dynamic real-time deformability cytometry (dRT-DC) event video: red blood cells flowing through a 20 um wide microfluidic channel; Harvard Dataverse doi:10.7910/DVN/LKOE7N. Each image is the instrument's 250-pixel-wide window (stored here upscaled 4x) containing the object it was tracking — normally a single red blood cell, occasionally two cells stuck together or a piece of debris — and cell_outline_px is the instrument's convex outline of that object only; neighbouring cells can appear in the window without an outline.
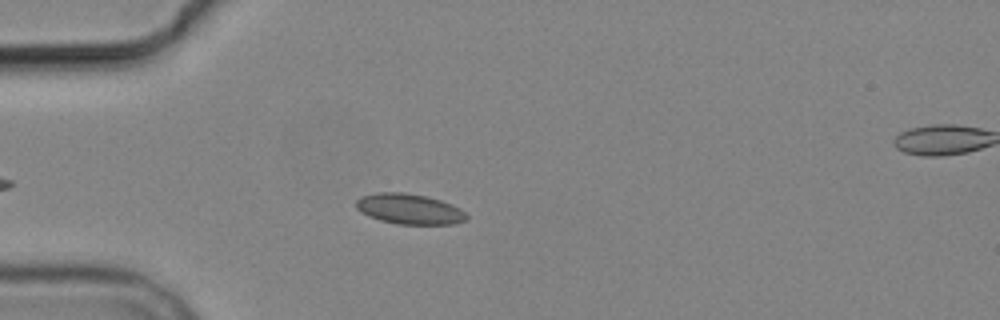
{"species": "common noctule bat (a hibernating species)", "species_latin": "Nyctalus noctula", "temperature_condition": "cold", "stored_images_in_passage": 4, "camera_frame_rate_fps": 3000, "um_per_image_px": 0.085, "animal": {"sex": "male", "body_mass_g": 19.2, "forearm_length_mm": 51.8}, "frame": {"image": 1, "passage_image": 3, "time_ms": 2.333, "image_size_px": [1000, 320], "cell_outline_px": [[468, 220], [452, 224], [396, 224], [380, 220], [368, 216], [360, 212], [356, 208], [356, 200], [360, 196], [376, 192], [404, 192], [424, 196], [440, 200], [452, 204], [460, 208], [468, 216]], "centroid_in_image_um": [34.77, 17.76], "position_along_channel_um": 50.2, "area_um2": 19.71}}